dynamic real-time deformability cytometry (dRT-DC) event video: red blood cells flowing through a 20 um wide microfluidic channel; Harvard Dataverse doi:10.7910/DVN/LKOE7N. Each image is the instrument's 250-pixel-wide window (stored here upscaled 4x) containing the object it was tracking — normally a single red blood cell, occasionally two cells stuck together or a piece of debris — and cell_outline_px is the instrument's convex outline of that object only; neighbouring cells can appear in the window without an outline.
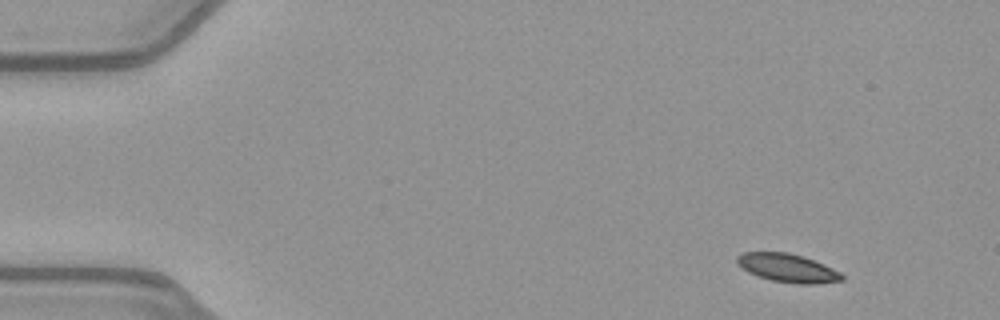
{"species": "common noctule bat (a hibernating species)", "species_latin": "Nyctalus noctula", "temperature_condition": "warm", "stored_images_in_passage": 48, "camera_frame_rate_fps": 3000, "um_per_image_px": 0.085, "animal": {"sex": "female", "body_mass_g": 21.9}, "frame": {"image": 1, "passage_image": 1, "time_ms": 0.0, "image_size_px": [1000, 320], "cell_outline_px": [[844, 280], [816, 284], [796, 284], [772, 280], [748, 272], [736, 260], [736, 256], [744, 252], [788, 252], [804, 256], [832, 268], [840, 272], [844, 276]], "centroid_in_image_um": [66.98, 22.77], "position_along_channel_um": 18.0, "area_um2": 17.22}}
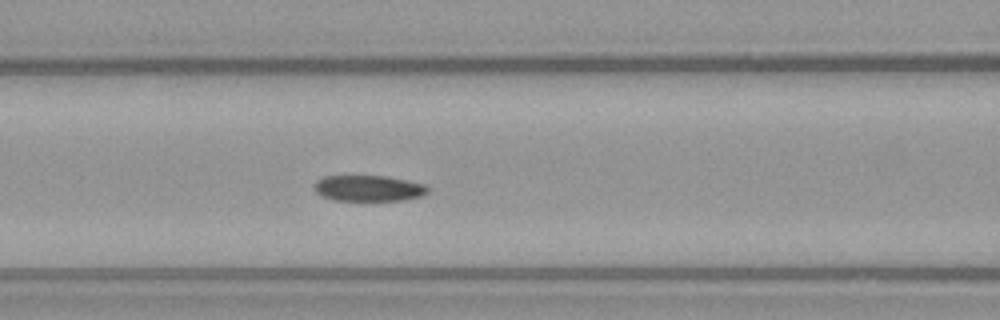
{"frame": {"image": 2, "passage_image": 18, "time_ms": 5.667, "image_size_px": [1000, 320], "cell_outline_px": [[428, 192], [420, 196], [404, 200], [332, 200], [320, 196], [312, 188], [312, 184], [316, 180], [324, 176], [384, 176], [424, 184], [428, 188]], "centroid_in_image_um": [31.23, 16.0], "position_along_channel_um": 135.4, "area_um2": 17.17}}
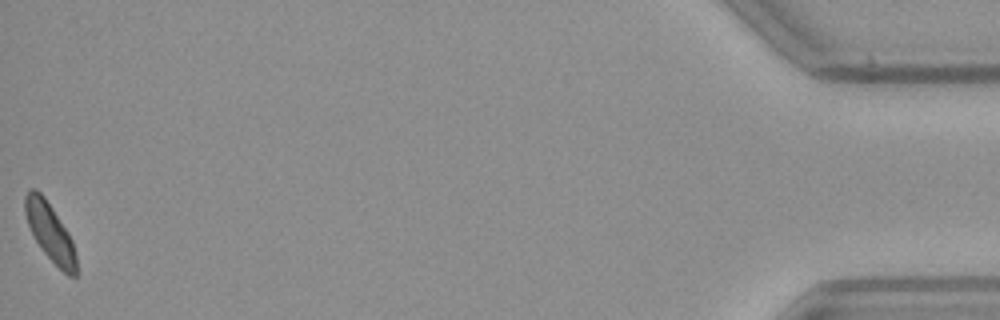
{"frame": {"image": 3, "passage_image": 48, "time_ms": 15.667, "image_size_px": [1000, 320], "cell_outline_px": [[76, 276], [68, 276], [44, 252], [36, 240], [28, 224], [24, 212], [24, 196], [32, 188], [36, 188], [44, 196], [68, 232], [72, 240], [76, 256]], "centroid_in_image_um": [4.24, 19.7], "position_along_channel_um": 431.0, "area_um2": 16.94}, "authors_computed_cell_mechanics": {"area_um2": 18.0914, "velocity_mm_per_s": 3.9588, "shape_relaxation_time_tau1_ms": null, "shape_relaxation_time_tau2_ms": 8.1057, "deformation_change_tau1": null, "deformation_change_tau2": 0.1149}}